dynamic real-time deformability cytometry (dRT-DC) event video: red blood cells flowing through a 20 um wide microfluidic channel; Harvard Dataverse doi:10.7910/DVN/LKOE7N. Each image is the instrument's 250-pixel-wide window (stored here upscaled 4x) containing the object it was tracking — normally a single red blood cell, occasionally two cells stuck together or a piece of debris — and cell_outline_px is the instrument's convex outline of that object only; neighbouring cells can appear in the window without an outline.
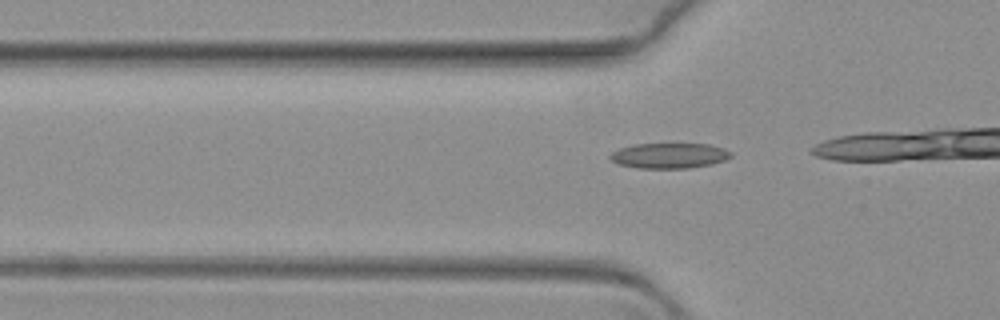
{"species": "common noctule bat (a hibernating species)", "species_latin": "Nyctalus noctula", "temperature_condition": "warm", "stored_images_in_passage": 19, "camera_frame_rate_fps": 3000, "um_per_image_px": 0.085, "animal": {"sex": "female", "body_mass_g": 19.3, "forearm_length_mm": 54.1}, "frame": {"image": 1, "passage_image": 10, "time_ms": 3.0, "image_size_px": [1000, 320], "cell_outline_px": [[732, 156], [724, 160], [708, 164], [688, 168], [640, 168], [620, 164], [612, 160], [608, 156], [612, 152], [620, 148], [636, 144], [708, 144], [724, 148], [732, 152]], "centroid_in_image_um": [56.89, 13.22], "position_along_channel_um": 68.9, "area_um2": 17.57}}
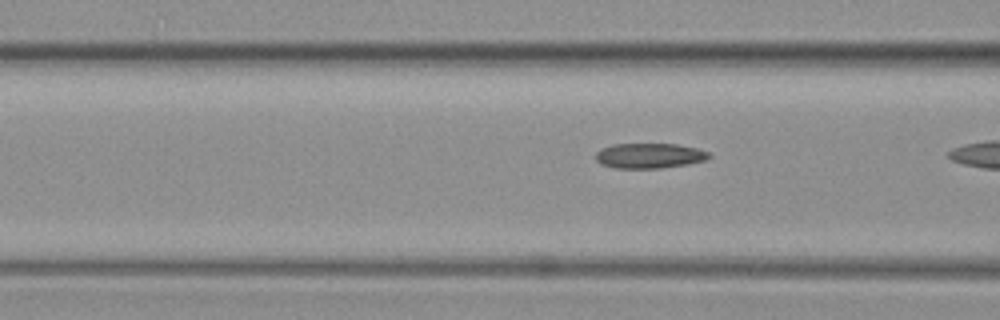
{"frame": {"image": 2, "passage_image": 14, "time_ms": 4.333, "image_size_px": [1000, 320], "cell_outline_px": [[712, 156], [704, 160], [688, 164], [660, 168], [616, 168], [600, 164], [596, 160], [596, 152], [600, 148], [612, 144], [676, 144], [696, 148], [708, 152]], "centroid_in_image_um": [55.16, 13.23], "position_along_channel_um": 111.4, "area_um2": 16.59}}
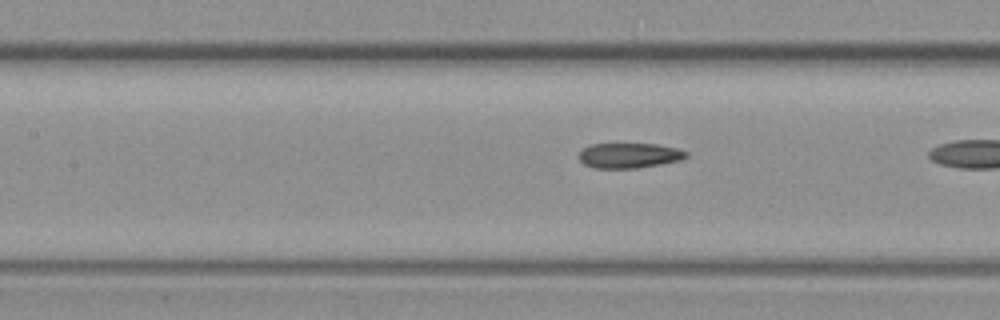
{"frame": {"image": 3, "passage_image": 18, "time_ms": 5.667, "image_size_px": [1000, 320], "cell_outline_px": [[688, 156], [680, 160], [660, 164], [636, 168], [596, 168], [584, 164], [580, 160], [580, 152], [584, 148], [592, 144], [656, 144], [676, 148], [688, 152]], "centroid_in_image_um": [53.5, 13.21], "position_along_channel_um": 153.9, "area_um2": 15.49}}